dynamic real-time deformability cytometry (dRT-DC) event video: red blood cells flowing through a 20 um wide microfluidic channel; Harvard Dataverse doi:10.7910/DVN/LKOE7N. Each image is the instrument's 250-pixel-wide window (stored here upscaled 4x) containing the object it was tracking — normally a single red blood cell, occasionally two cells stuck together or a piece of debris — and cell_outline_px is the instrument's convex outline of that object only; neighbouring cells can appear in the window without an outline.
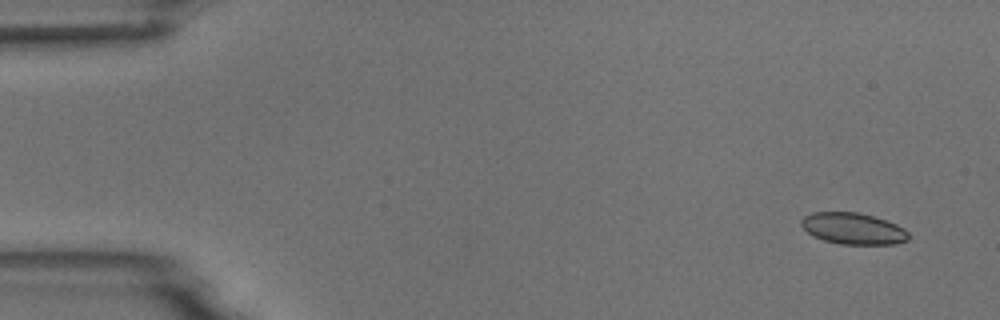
{"species": "common noctule bat (a hibernating species)", "species_latin": "Nyctalus noctula", "temperature_condition": "room temperature", "stored_images_in_passage": 7, "camera_frame_rate_fps": 3000, "um_per_image_px": 0.085, "animal": {"sex": "male", "body_mass_g": 18.8}, "frame": {"image": 1, "passage_image": 1, "time_ms": 0.0, "image_size_px": [1000, 320], "cell_outline_px": [[908, 240], [892, 244], [840, 244], [824, 240], [812, 236], [800, 224], [800, 220], [804, 216], [812, 212], [860, 212], [888, 220], [904, 228], [908, 232]], "centroid_in_image_um": [72.51, 19.41], "position_along_channel_um": 12.5, "area_um2": 19.77}}
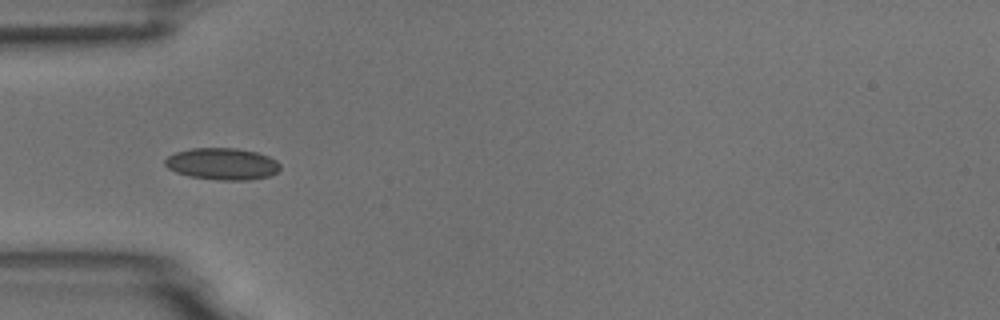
{"frame": {"image": 2, "passage_image": 5, "time_ms": 4.667, "image_size_px": [1000, 320], "cell_outline_px": [[280, 168], [276, 172], [268, 176], [248, 180], [220, 180], [188, 176], [176, 172], [168, 168], [164, 164], [164, 160], [168, 156], [176, 152], [192, 148], [236, 148], [256, 152], [268, 156], [276, 160], [280, 164]], "centroid_in_image_um": [18.87, 13.93], "position_along_channel_um": 66.1, "area_um2": 21.27}}